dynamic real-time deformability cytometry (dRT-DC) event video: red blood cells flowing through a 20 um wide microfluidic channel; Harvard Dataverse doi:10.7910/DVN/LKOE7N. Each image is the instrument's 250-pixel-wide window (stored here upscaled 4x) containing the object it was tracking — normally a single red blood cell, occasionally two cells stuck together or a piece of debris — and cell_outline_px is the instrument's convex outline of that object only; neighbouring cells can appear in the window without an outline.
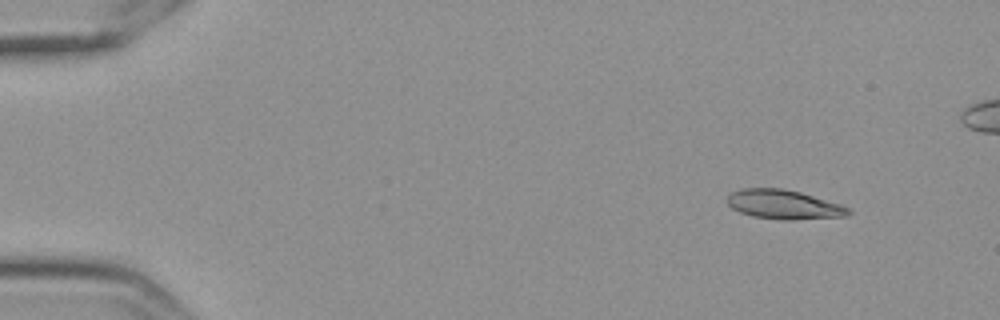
{"species": "Egyptian fruit bat (a non-hibernating species)", "species_latin": "Rousettus aegyptiacus", "temperature_condition": "cold", "stored_images_in_passage": 50, "camera_frame_rate_fps": 3000, "um_per_image_px": 0.085, "frame": {"image": 1, "passage_image": 1, "time_ms": 0.0, "image_size_px": [1000, 320], "cell_outline_px": [[852, 212], [848, 216], [792, 220], [780, 220], [752, 216], [740, 212], [732, 208], [728, 204], [728, 192], [740, 188], [784, 188], [800, 192], [840, 204], [848, 208]], "centroid_in_image_um": [66.6, 17.38], "position_along_channel_um": 18.4, "area_um2": 20.81}}
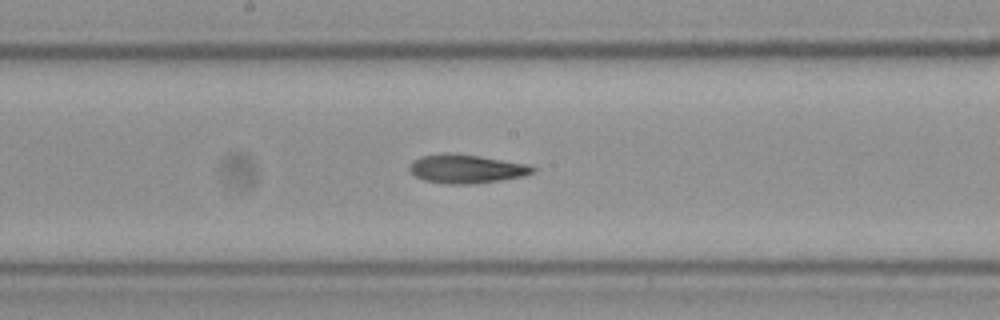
{"frame": {"image": 2, "passage_image": 26, "time_ms": 8.333, "image_size_px": [1000, 320], "cell_outline_px": [[536, 172], [524, 176], [500, 180], [472, 184], [444, 184], [424, 180], [416, 176], [408, 168], [408, 164], [412, 160], [420, 156], [444, 152], [480, 156], [528, 164], [536, 168]], "centroid_in_image_um": [39.62, 14.34], "position_along_channel_um": 208.6, "area_um2": 20.87}}
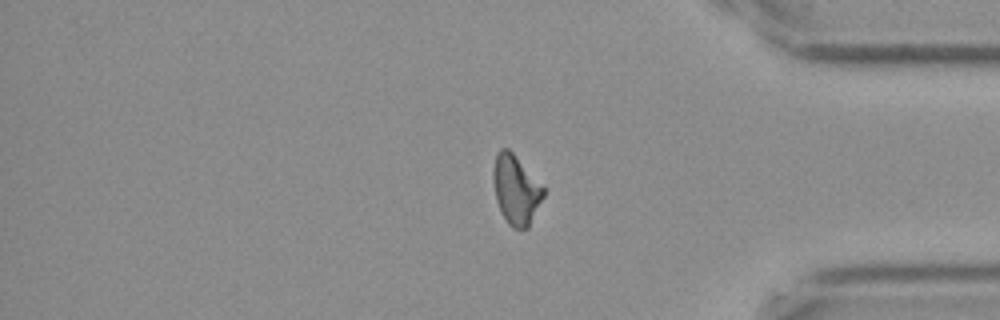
{"frame": {"image": 3, "passage_image": 43, "time_ms": 14.0, "image_size_px": [1000, 320], "cell_outline_px": [[544, 196], [528, 228], [512, 228], [508, 224], [496, 200], [492, 180], [492, 172], [496, 152], [500, 148], [508, 148], [512, 152], [544, 188]], "centroid_in_image_um": [43.82, 16.11], "position_along_channel_um": 391.4, "area_um2": 20.06}, "authors_computed_cell_mechanics": {"area_um2": 20.4901, "velocity_mm_per_s": 3.5524, "shape_relaxation_time_tau1_ms": null, "shape_relaxation_time_tau2_ms": 5.742, "deformation_change_tau1": null, "deformation_change_tau2": 0.1397}}